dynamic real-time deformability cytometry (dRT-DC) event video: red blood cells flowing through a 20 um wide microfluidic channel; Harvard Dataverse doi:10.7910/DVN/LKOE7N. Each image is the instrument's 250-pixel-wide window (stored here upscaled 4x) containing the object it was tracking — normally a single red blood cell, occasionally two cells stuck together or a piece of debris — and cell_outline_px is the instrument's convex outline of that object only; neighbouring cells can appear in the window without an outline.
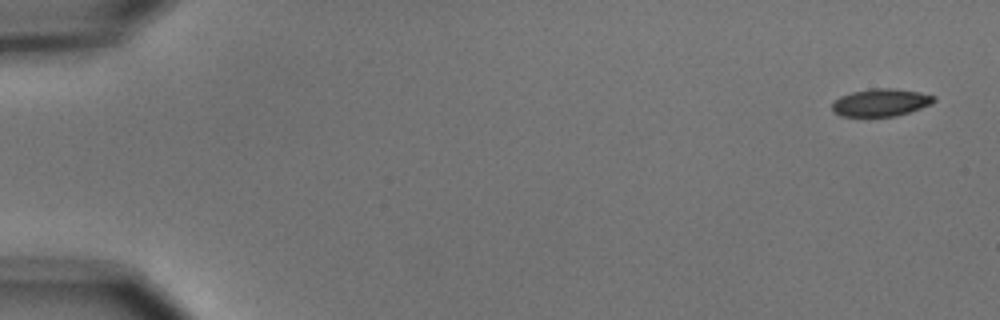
{"species": "common noctule bat (a hibernating species)", "species_latin": "Nyctalus noctula", "temperature_condition": "cold", "stored_images_in_passage": 5, "segment_of_instrument_passage": [2, 2], "camera_frame_rate_fps": 3000, "um_per_image_px": 0.085, "animal": {"sex": "male", "body_mass_g": 15.6}, "frame": {"image": 1, "passage_image": 5, "time_ms": 4.667, "image_size_px": [1000, 320], "cell_outline_px": [[936, 100], [932, 104], [896, 116], [840, 116], [832, 112], [832, 104], [840, 96], [852, 92], [872, 88], [896, 88], [920, 92], [936, 96]], "centroid_in_image_um": [74.88, 8.71], "position_along_channel_um": 10.1, "area_um2": 16.42}}